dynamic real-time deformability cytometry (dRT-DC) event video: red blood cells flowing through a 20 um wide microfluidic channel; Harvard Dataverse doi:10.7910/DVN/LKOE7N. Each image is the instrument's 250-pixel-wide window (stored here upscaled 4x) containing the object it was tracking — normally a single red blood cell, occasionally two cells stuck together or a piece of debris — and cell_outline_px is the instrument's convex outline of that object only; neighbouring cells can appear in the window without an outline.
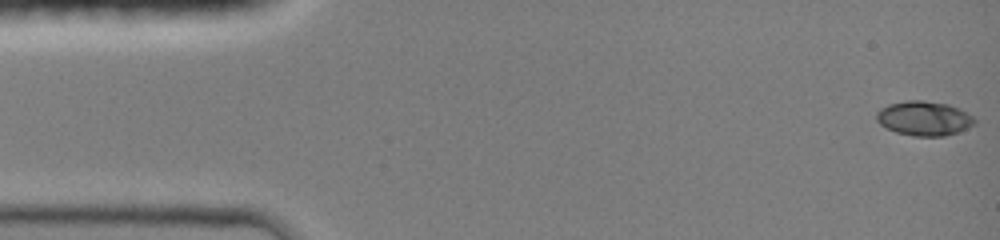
{"species": "common noctule bat (a hibernating species)", "species_latin": "Nyctalus noctula", "temperature_condition": "room temperature", "stored_images_in_passage": 25, "camera_frame_rate_fps": 3000, "um_per_image_px": 0.085, "animal": {"sex": "female", "body_mass_g": 19.0, "forearm_length_mm": 51.5}, "frame": {"image": 1, "passage_image": 1, "time_ms": 0.0, "image_size_px": [1000, 240], "cell_outline_px": [[976, 124], [956, 132], [944, 136], [912, 136], [896, 132], [884, 128], [876, 120], [876, 112], [880, 108], [888, 104], [908, 100], [924, 100], [948, 104], [960, 108], [972, 116], [976, 120]], "centroid_in_image_um": [78.52, 10.05], "position_along_channel_um": 6.5, "area_um2": 19.88}}
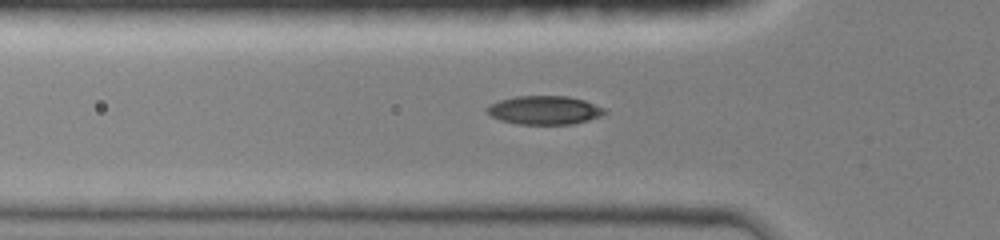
{"frame": {"image": 2, "passage_image": 15, "time_ms": 4.667, "image_size_px": [1000, 240], "cell_outline_px": [[608, 112], [600, 116], [588, 120], [572, 124], [516, 124], [500, 120], [492, 116], [488, 112], [488, 108], [492, 104], [500, 100], [516, 96], [568, 96], [584, 100], [604, 108]], "centroid_in_image_um": [46.31, 9.36], "position_along_channel_um": 79.5, "area_um2": 19.42}}
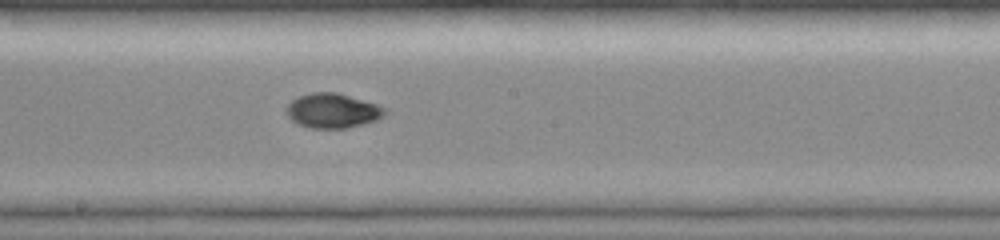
{"frame": {"image": 3, "passage_image": 25, "time_ms": 8.0, "image_size_px": [1000, 240], "cell_outline_px": [[388, 112], [384, 116], [376, 120], [364, 124], [348, 128], [312, 128], [296, 124], [288, 116], [288, 104], [292, 100], [300, 96], [312, 92], [336, 92], [376, 104], [388, 108]], "centroid_in_image_um": [28.31, 9.42], "position_along_channel_um": 219.9, "area_um2": 19.83}}